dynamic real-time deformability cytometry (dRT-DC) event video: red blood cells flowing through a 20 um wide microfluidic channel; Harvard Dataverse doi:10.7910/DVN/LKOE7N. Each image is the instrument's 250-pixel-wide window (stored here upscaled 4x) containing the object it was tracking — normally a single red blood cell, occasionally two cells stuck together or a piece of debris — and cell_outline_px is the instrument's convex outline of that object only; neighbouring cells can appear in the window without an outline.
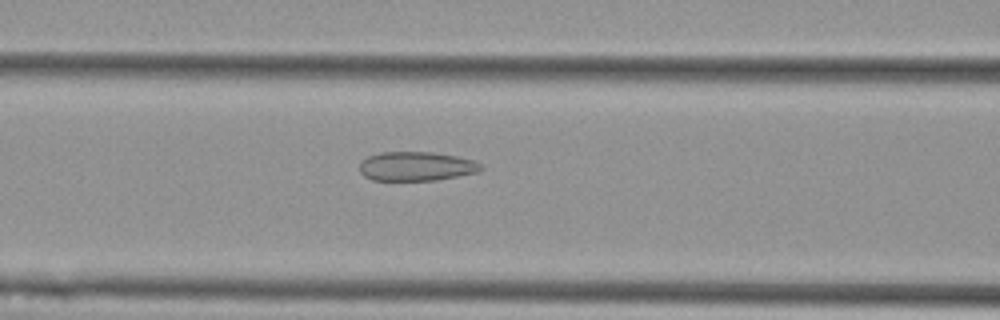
{"species": "Egyptian fruit bat (a non-hibernating species)", "species_latin": "Rousettus aegyptiacus", "temperature_condition": "cold", "stored_images_in_passage": 56, "camera_frame_rate_fps": 3000, "um_per_image_px": 0.085, "animal": {"sex": "female"}, "frame": {"image": 1, "passage_image": 23, "time_ms": 7.333, "image_size_px": [1000, 320], "cell_outline_px": [[484, 168], [476, 172], [436, 180], [372, 180], [364, 176], [360, 172], [360, 160], [368, 156], [380, 152], [432, 152], [456, 156], [472, 160], [480, 164]], "centroid_in_image_um": [35.33, 14.13], "position_along_channel_um": 131.3, "area_um2": 20.52}}
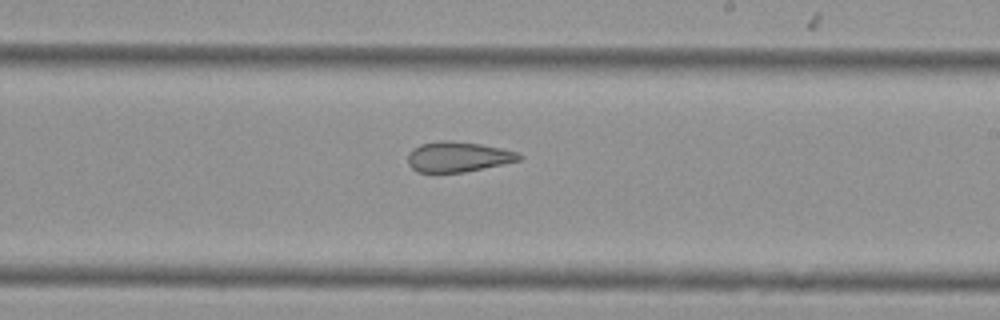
{"frame": {"image": 2, "passage_image": 33, "time_ms": 10.667, "image_size_px": [1000, 320], "cell_outline_px": [[524, 156], [520, 160], [464, 172], [416, 172], [408, 164], [408, 152], [412, 148], [420, 144], [440, 140], [452, 140], [480, 144], [520, 152]], "centroid_in_image_um": [38.91, 13.31], "position_along_channel_um": 250.1, "area_um2": 19.71}}
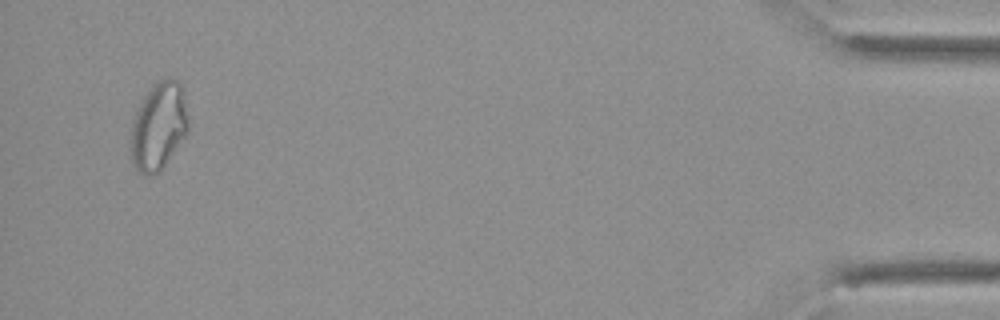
{"frame": {"image": 3, "passage_image": 54, "time_ms": 17.667, "image_size_px": [1000, 320], "cell_outline_px": [[188, 132], [160, 172], [148, 176], [144, 176], [132, 164], [128, 148], [132, 120], [144, 96], [156, 80], [168, 76], [172, 76], [180, 80], [184, 88], [188, 116]], "centroid_in_image_um": [13.48, 10.7], "position_along_channel_um": 421.7, "area_um2": 30.46}, "authors_computed_cell_mechanics": {"area_um2": 25.2297, "velocity_mm_per_s": 3.5788, "shape_relaxation_time_tau1_ms": null, "shape_relaxation_time_tau2_ms": 2.3043, "deformation_change_tau1": null, "deformation_change_tau2": 0.0952}}